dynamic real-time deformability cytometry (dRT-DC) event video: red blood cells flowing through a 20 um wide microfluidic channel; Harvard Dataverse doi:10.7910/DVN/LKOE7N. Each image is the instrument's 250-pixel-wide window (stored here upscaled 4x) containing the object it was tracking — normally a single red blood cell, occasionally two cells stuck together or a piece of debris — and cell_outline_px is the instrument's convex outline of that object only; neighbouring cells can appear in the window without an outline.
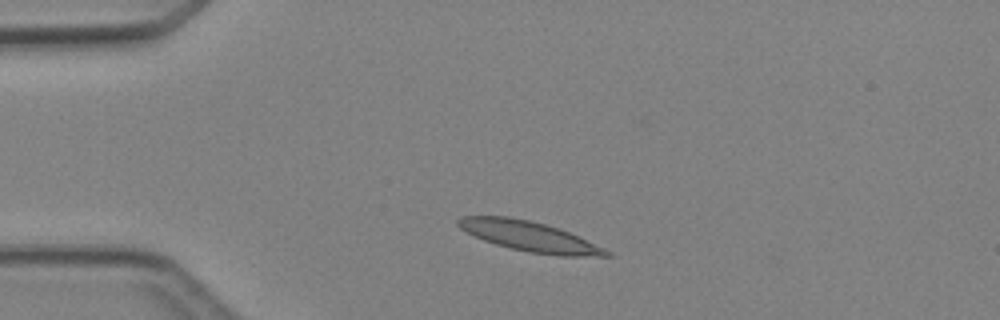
{"species": "Egyptian fruit bat (a non-hibernating species)", "species_latin": "Rousettus aegyptiacus", "temperature_condition": "cold", "stored_images_in_passage": 2, "camera_frame_rate_fps": 3000, "um_per_image_px": 0.085, "animal": {"sex": "female"}, "frame": {"image": 1, "passage_image": 1, "time_ms": 0.0, "image_size_px": [1000, 320], "cell_outline_px": [[612, 256], [560, 256], [528, 252], [496, 244], [484, 240], [460, 228], [456, 224], [456, 220], [460, 216], [508, 216], [528, 220], [560, 228], [604, 248], [612, 252]], "centroid_in_image_um": [45.01, 20.09], "position_along_channel_um": 40.0, "area_um2": 25.72}}